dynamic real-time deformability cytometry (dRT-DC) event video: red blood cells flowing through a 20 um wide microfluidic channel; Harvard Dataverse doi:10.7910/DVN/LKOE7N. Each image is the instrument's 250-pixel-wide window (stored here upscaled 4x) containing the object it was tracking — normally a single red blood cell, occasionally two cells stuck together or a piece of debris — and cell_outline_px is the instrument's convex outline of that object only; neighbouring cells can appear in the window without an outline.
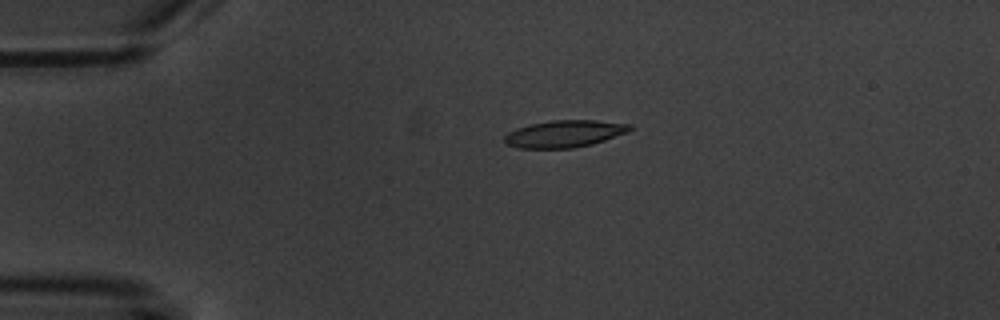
{"species": "common noctule bat (a hibernating species)", "species_latin": "Nyctalus noctula", "temperature_condition": "warm", "stored_images_in_passage": 5, "camera_frame_rate_fps": 3000, "um_per_image_px": 0.085, "animal": {"sex": "male", "body_mass_g": 20.1, "forearm_length_mm": 53.5}, "frame": {"image": 1, "passage_image": 4, "time_ms": 3.333, "image_size_px": [1000, 320], "cell_outline_px": [[632, 128], [628, 132], [592, 144], [572, 148], [520, 148], [508, 144], [504, 140], [504, 136], [508, 132], [516, 128], [528, 124], [552, 120], [596, 120], [632, 124]], "centroid_in_image_um": [47.98, 11.36], "position_along_channel_um": 37.0, "area_um2": 19.77}}